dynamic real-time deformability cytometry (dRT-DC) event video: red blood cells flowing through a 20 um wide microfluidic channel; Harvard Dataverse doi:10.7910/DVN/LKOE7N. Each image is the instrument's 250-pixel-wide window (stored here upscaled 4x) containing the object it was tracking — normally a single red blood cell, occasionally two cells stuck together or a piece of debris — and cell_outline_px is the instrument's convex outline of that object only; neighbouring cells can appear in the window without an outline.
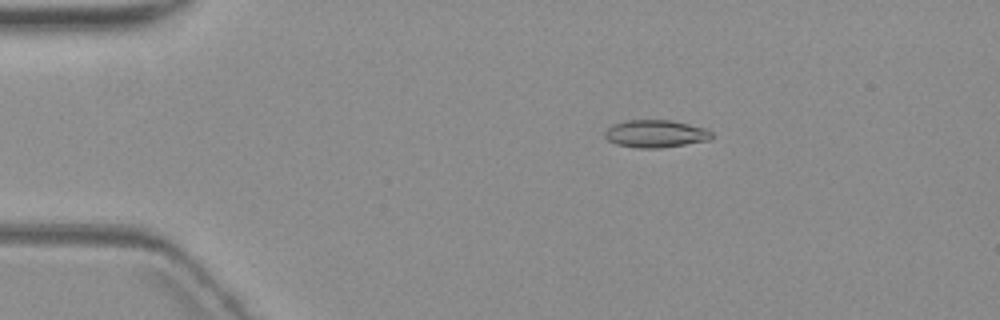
{"species": "common noctule bat (a hibernating species)", "species_latin": "Nyctalus noctula", "temperature_condition": "warm", "stored_images_in_passage": 6, "camera_frame_rate_fps": 3000, "um_per_image_px": 0.085, "animal": {"sex": "female", "body_mass_g": 19.3, "forearm_length_mm": 54.1}, "frame": {"image": 1, "passage_image": 3, "time_ms": 2.667, "image_size_px": [1000, 320], "cell_outline_px": [[712, 136], [708, 140], [660, 148], [636, 148], [616, 144], [608, 140], [604, 136], [604, 132], [612, 124], [624, 120], [672, 120], [704, 128], [712, 132]], "centroid_in_image_um": [55.67, 11.36], "position_along_channel_um": 29.3, "area_um2": 17.11}}
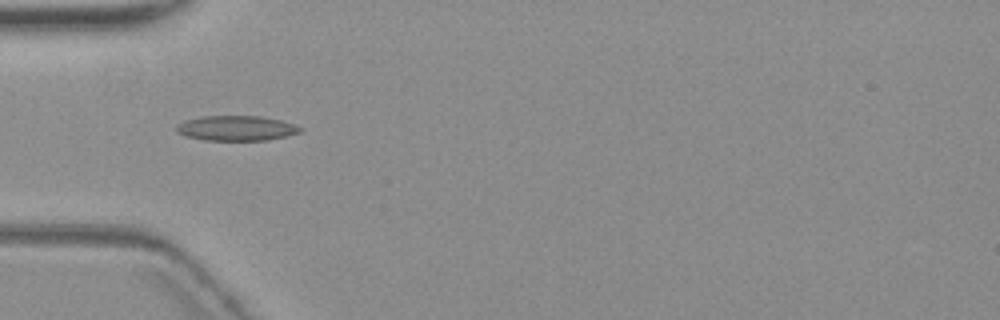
{"frame": {"image": 2, "passage_image": 5, "time_ms": 5.333, "image_size_px": [1000, 320], "cell_outline_px": [[304, 128], [300, 132], [288, 136], [268, 140], [204, 140], [184, 136], [176, 132], [176, 124], [184, 120], [200, 116], [260, 116], [280, 120], [296, 124]], "centroid_in_image_um": [20.08, 10.89], "position_along_channel_um": 64.9, "area_um2": 18.32}}
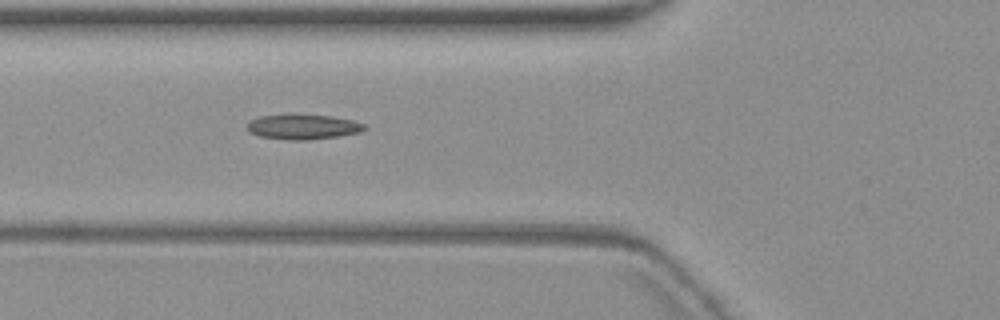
{"frame": {"image": 3, "passage_image": 6, "time_ms": 6.333, "image_size_px": [1000, 320], "cell_outline_px": [[368, 128], [360, 132], [336, 136], [308, 140], [288, 140], [260, 136], [248, 132], [248, 120], [260, 116], [332, 116], [352, 120], [364, 124]], "centroid_in_image_um": [25.75, 10.8], "position_along_channel_um": 100.0, "area_um2": 16.59}}